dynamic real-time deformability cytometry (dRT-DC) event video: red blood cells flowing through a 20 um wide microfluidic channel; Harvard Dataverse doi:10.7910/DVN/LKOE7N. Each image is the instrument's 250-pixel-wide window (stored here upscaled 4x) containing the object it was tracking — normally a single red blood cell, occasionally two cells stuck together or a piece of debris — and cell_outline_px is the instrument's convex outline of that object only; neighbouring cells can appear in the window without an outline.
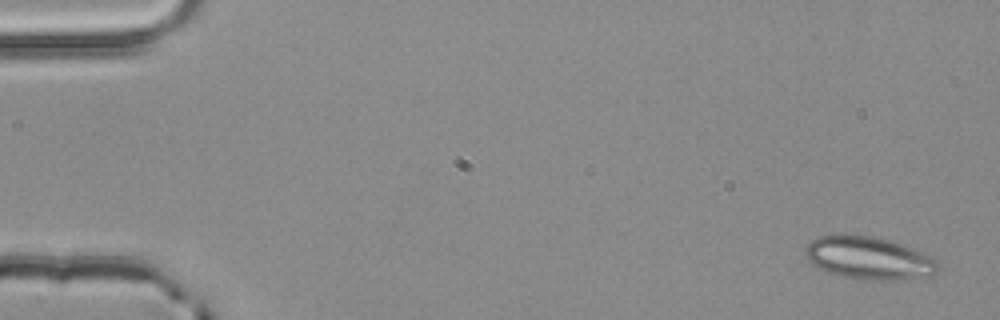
{"species": "common noctule bat (a hibernating species)", "species_latin": "Nyctalus noctula", "temperature_condition": "room temperature", "stored_images_in_passage": 3, "camera_frame_rate_fps": 3000, "um_per_image_px": 0.085, "animal": {"sex": "male", "body_mass_g": 20.4}, "frame": {"image": 1, "passage_image": 1, "time_ms": 0.0, "image_size_px": [1000, 320], "cell_outline_px": [[940, 268], [936, 272], [928, 276], [900, 280], [860, 280], [828, 272], [812, 264], [804, 256], [804, 248], [812, 240], [820, 236], [840, 232], [872, 236], [904, 244], [932, 256], [936, 260]], "centroid_in_image_um": [73.83, 21.91], "position_along_channel_um": 11.2, "area_um2": 33.7}}